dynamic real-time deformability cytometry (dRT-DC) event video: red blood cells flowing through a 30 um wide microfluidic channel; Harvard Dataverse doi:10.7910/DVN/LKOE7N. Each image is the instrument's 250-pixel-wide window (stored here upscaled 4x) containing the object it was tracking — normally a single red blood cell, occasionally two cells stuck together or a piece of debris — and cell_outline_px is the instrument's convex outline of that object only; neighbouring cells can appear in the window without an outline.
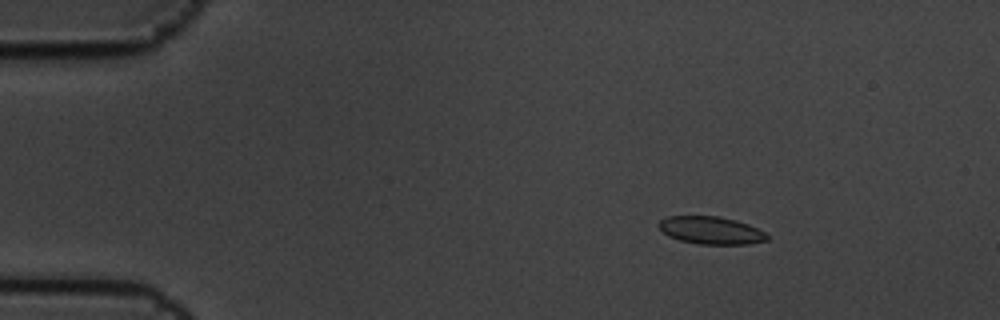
{"species": "common noctule bat (a hibernating species)", "species_latin": "Nyctalus noctula", "temperature_condition": "cold", "stored_images_in_passage": 10, "camera_frame_rate_fps": 3000, "um_per_image_px": 0.085, "animal": {"sex": "male", "body_mass_g": 19.5, "forearm_length_mm": 54.6}, "frame": {"image": 1, "passage_image": 1, "time_ms": 0.0, "image_size_px": [1000, 320], "cell_outline_px": [[768, 240], [748, 244], [696, 244], [680, 240], [668, 236], [656, 224], [660, 220], [668, 216], [716, 216], [736, 220], [748, 224], [764, 232], [768, 236]], "centroid_in_image_um": [60.41, 19.58], "position_along_channel_um": 24.6, "area_um2": 17.4}}
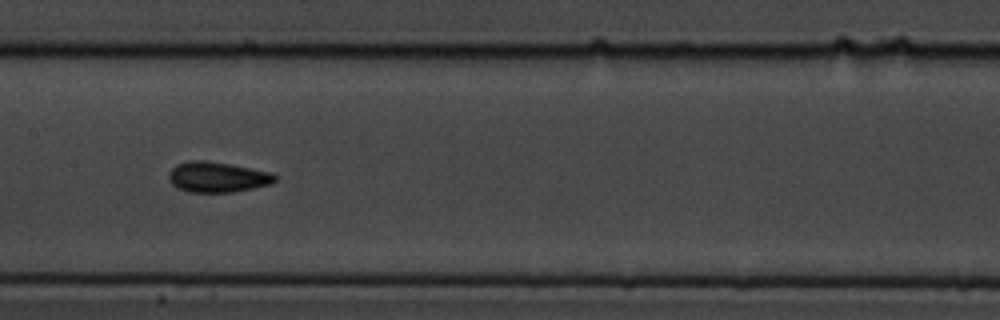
{"frame": {"image": 2, "passage_image": 7, "time_ms": 2.0, "image_size_px": [1000, 320], "cell_outline_px": [[280, 176], [272, 184], [232, 192], [188, 192], [176, 188], [168, 180], [168, 176], [172, 168], [176, 164], [188, 160], [204, 160], [228, 164], [272, 172]], "centroid_in_image_um": [18.48, 15.05], "position_along_channel_um": 188.9, "area_um2": 19.02}}
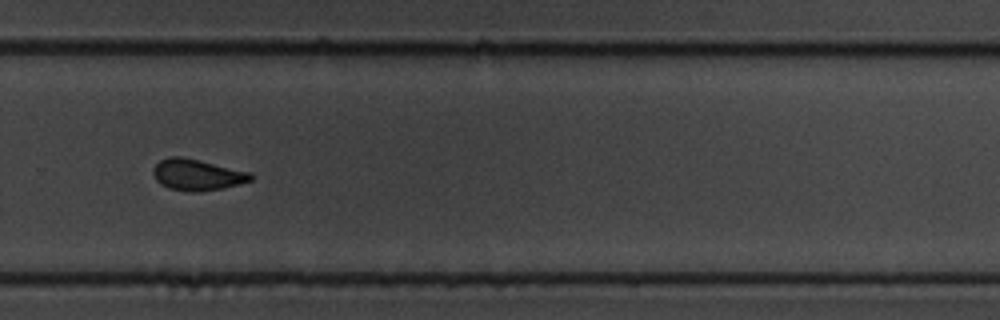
{"frame": {"image": 3, "passage_image": 10, "time_ms": 3.0, "image_size_px": [1000, 320], "cell_outline_px": [[256, 176], [252, 180], [224, 188], [200, 192], [192, 192], [168, 188], [160, 184], [156, 180], [152, 172], [152, 168], [160, 160], [168, 156], [180, 156], [200, 160], [252, 172]], "centroid_in_image_um": [16.77, 14.85], "position_along_channel_um": 313.0, "area_um2": 18.09}}